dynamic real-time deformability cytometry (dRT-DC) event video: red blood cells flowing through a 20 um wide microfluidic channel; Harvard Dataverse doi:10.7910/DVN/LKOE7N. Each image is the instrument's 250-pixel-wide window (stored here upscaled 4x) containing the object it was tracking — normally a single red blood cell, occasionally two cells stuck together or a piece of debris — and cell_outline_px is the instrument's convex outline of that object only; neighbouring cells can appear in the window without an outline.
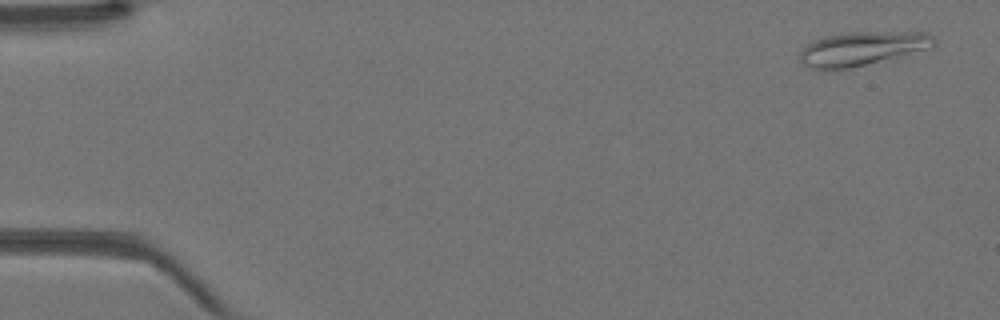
{"species": "Egyptian fruit bat (a non-hibernating species)", "species_latin": "Rousettus aegyptiacus", "temperature_condition": "warm", "stored_images_in_passage": 43, "camera_frame_rate_fps": 3000, "um_per_image_px": 0.085, "animal": {"sex": "female"}, "frame": {"image": 1, "passage_image": 2, "time_ms": 0.333, "image_size_px": [1000, 320], "cell_outline_px": [[936, 44], [932, 48], [848, 68], [812, 68], [804, 64], [800, 60], [800, 52], [808, 44], [816, 40], [828, 36], [848, 32], [928, 32], [936, 40]], "centroid_in_image_um": [73.35, 4.1], "position_along_channel_um": 11.7, "area_um2": 25.84}}
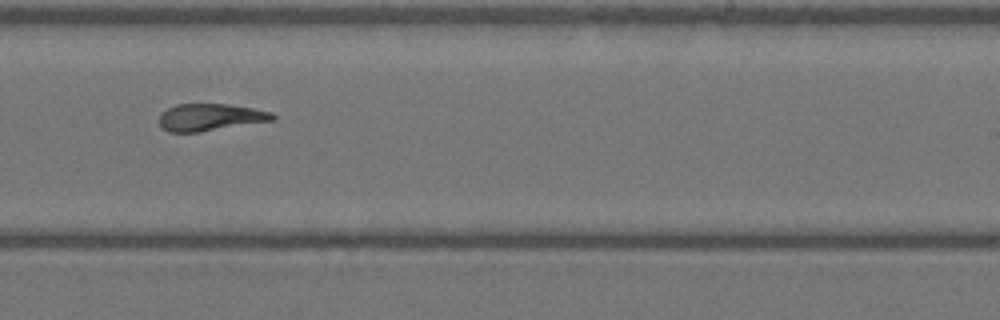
{"frame": {"image": 2, "passage_image": 27, "time_ms": 8.667, "image_size_px": [1000, 320], "cell_outline_px": [[276, 120], [200, 132], [168, 132], [160, 128], [160, 112], [176, 104], [224, 104], [252, 108], [272, 112], [276, 116]], "centroid_in_image_um": [17.86, 9.97], "position_along_channel_um": 271.1, "area_um2": 18.03}}
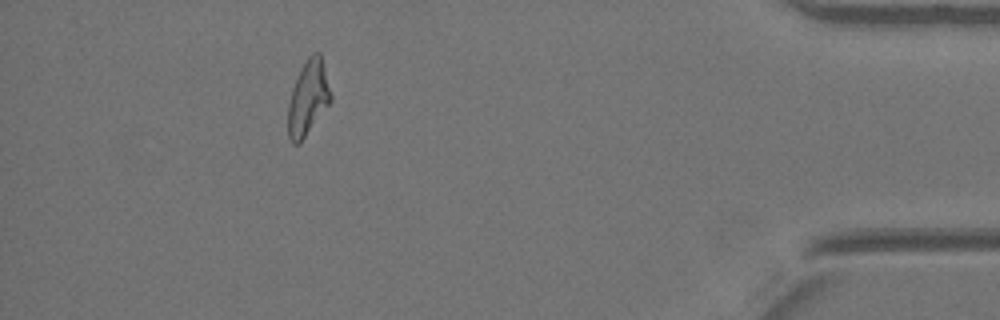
{"frame": {"image": 3, "passage_image": 39, "time_ms": 12.667, "image_size_px": [1000, 320], "cell_outline_px": [[332, 100], [300, 144], [292, 144], [288, 140], [288, 104], [292, 88], [300, 68], [308, 56], [312, 52], [320, 52], [332, 96]], "centroid_in_image_um": [26.17, 8.34], "position_along_channel_um": 409.0, "area_um2": 18.79}}